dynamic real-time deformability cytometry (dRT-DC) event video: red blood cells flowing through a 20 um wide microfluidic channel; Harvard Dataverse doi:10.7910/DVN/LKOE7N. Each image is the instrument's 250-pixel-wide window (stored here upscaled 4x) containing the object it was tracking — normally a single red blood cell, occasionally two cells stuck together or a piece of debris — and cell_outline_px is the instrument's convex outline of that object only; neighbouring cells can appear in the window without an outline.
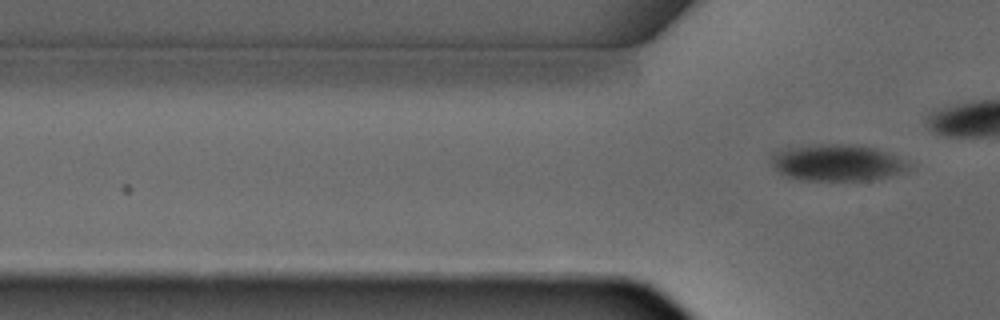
{"species": "common noctule bat (a hibernating species)", "species_latin": "Nyctalus noctula", "temperature_condition": "warm", "stored_images_in_passage": 3, "camera_frame_rate_fps": 3000, "um_per_image_px": 0.085, "animal": {"sex": "male", "forearm_length_mm": 52.5}, "frame": {"image": 1, "passage_image": 3, "time_ms": 2.667, "image_size_px": [1000, 320], "cell_outline_px": [[912, 168], [888, 176], [872, 180], [800, 180], [784, 176], [768, 160], [768, 156], [772, 152], [780, 148], [812, 144], [856, 144], [876, 148], [896, 156], [904, 160]], "centroid_in_image_um": [71.06, 13.81], "position_along_channel_um": 54.7, "area_um2": 29.71}}